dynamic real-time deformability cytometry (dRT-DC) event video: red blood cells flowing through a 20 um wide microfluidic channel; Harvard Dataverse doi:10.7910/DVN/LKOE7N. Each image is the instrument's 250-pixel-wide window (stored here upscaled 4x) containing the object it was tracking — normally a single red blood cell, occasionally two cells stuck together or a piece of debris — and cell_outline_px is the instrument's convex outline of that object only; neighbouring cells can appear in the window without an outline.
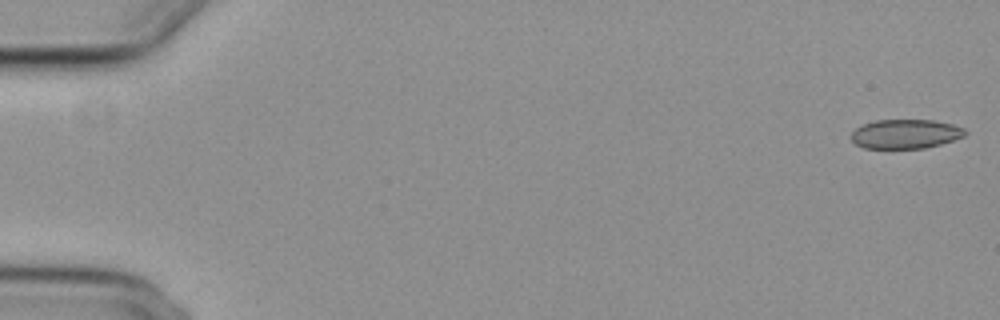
{"species": "common noctule bat (a hibernating species)", "species_latin": "Nyctalus noctula", "temperature_condition": "cold", "stored_images_in_passage": 50, "camera_frame_rate_fps": 3000, "um_per_image_px": 0.085, "animal": {"sex": "female", "body_mass_g": 29.2, "forearm_length_mm": 56.3}, "frame": {"image": 1, "passage_image": 1, "time_ms": 0.0, "image_size_px": [1000, 320], "cell_outline_px": [[968, 132], [964, 136], [940, 144], [924, 148], [864, 148], [856, 144], [852, 140], [852, 132], [856, 128], [864, 124], [876, 120], [932, 120], [952, 124], [964, 128]], "centroid_in_image_um": [76.98, 11.38], "position_along_channel_um": 8.0, "area_um2": 19.25}}
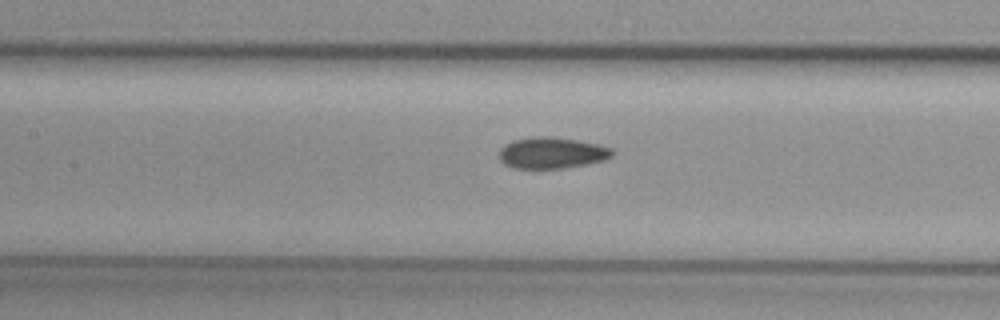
{"frame": {"image": 2, "passage_image": 26, "time_ms": 8.333, "image_size_px": [1000, 320], "cell_outline_px": [[612, 156], [604, 160], [588, 164], [564, 168], [512, 168], [504, 164], [500, 160], [500, 148], [504, 144], [512, 140], [540, 136], [548, 136], [576, 140], [596, 144], [612, 148]], "centroid_in_image_um": [46.88, 13.0], "position_along_channel_um": 160.5, "area_um2": 20.52}}
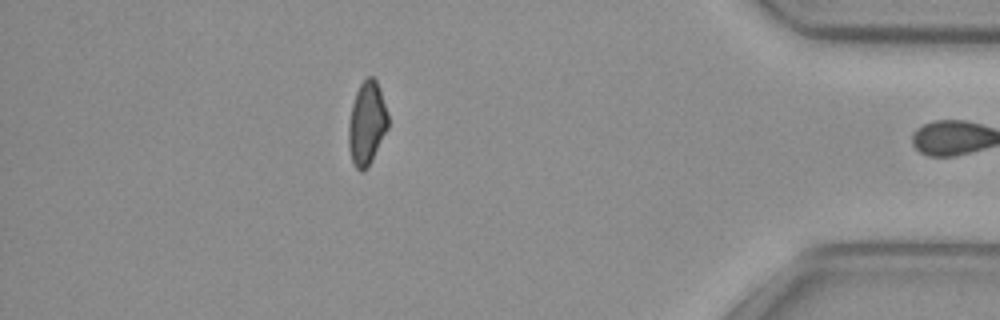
{"frame": {"image": 3, "passage_image": 49, "time_ms": 16.0, "image_size_px": [1000, 320], "cell_outline_px": [[388, 128], [368, 168], [360, 172], [356, 168], [352, 160], [348, 148], [348, 124], [352, 104], [356, 92], [360, 84], [368, 76], [372, 76], [376, 80], [380, 88], [388, 112]], "centroid_in_image_um": [31.18, 10.49], "position_along_channel_um": 404.0, "area_um2": 19.36}, "authors_computed_cell_mechanics": {"area_um2": 20.4323, "velocity_mm_per_s": 3.736, "shape_relaxation_time_tau1_ms": null, "shape_relaxation_time_tau2_ms": 5.1391, "deformation_change_tau1": null, "deformation_change_tau2": 0.0843}}